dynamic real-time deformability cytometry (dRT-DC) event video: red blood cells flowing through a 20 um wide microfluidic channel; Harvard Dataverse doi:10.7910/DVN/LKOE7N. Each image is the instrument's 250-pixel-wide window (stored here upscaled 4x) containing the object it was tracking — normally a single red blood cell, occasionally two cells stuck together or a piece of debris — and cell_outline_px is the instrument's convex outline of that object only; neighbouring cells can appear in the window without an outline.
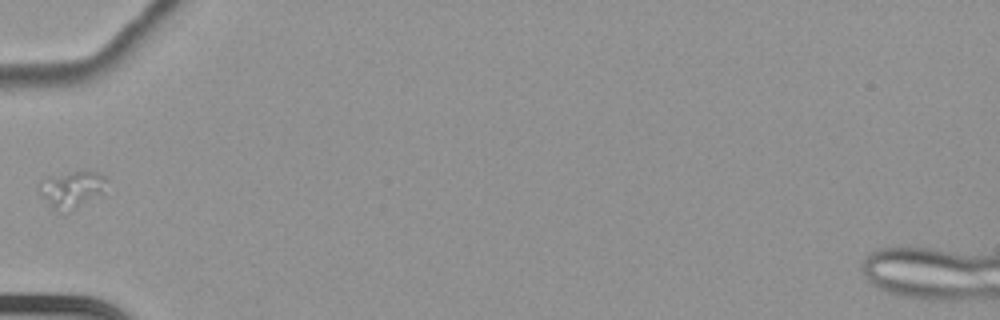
{"species": "common noctule bat (a hibernating species)", "species_latin": "Nyctalus noctula", "temperature_condition": "cold", "stored_images_in_passage": 40, "camera_frame_rate_fps": 3000, "um_per_image_px": 0.085, "animal": {"sex": "female", "body_mass_g": 22.7, "forearm_length_mm": 54.2}, "frame": {"image": 1, "passage_image": 1, "time_ms": 0.0, "image_size_px": [1000, 320], "cell_outline_px": [[108, 180], [100, 192], [64, 216], [52, 208], [40, 192], [40, 180], [44, 176], [80, 168], [100, 172], [108, 176]], "centroid_in_image_um": [6.08, 16.02], "position_along_channel_um": 78.9, "area_um2": 15.03}}
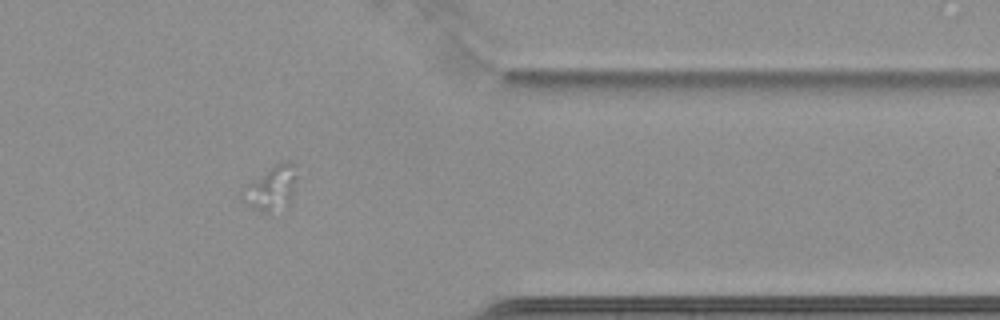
{"frame": {"image": 2, "passage_image": 29, "time_ms": 9.333, "image_size_px": [1000, 320], "cell_outline_px": [[296, 180], [292, 196], [288, 204], [268, 212], [264, 212], [252, 208], [240, 196], [256, 180], [280, 160], [288, 160], [296, 164]], "centroid_in_image_um": [23.16, 15.95], "position_along_channel_um": 388.2, "area_um2": 13.29}}